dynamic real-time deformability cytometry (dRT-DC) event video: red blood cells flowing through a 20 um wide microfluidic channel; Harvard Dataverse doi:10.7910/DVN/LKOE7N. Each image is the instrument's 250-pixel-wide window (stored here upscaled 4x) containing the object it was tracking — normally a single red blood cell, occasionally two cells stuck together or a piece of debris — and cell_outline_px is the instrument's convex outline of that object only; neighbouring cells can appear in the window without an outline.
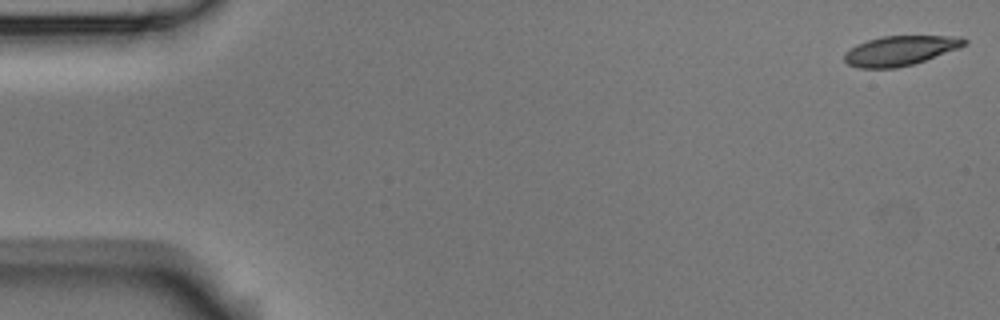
{"species": "Egyptian fruit bat (a non-hibernating species)", "species_latin": "Rousettus aegyptiacus", "temperature_condition": "room temperature", "stored_images_in_passage": 3, "camera_frame_rate_fps": 3000, "um_per_image_px": 0.085, "animal": {"sex": "male"}, "frame": {"image": 1, "passage_image": 1, "time_ms": 0.0, "image_size_px": [1000, 320], "cell_outline_px": [[968, 44], [924, 60], [912, 64], [896, 68], [860, 68], [848, 64], [844, 60], [844, 52], [856, 44], [880, 36], [960, 36], [968, 40]], "centroid_in_image_um": [76.48, 4.29], "position_along_channel_um": 8.5, "area_um2": 20.63}}